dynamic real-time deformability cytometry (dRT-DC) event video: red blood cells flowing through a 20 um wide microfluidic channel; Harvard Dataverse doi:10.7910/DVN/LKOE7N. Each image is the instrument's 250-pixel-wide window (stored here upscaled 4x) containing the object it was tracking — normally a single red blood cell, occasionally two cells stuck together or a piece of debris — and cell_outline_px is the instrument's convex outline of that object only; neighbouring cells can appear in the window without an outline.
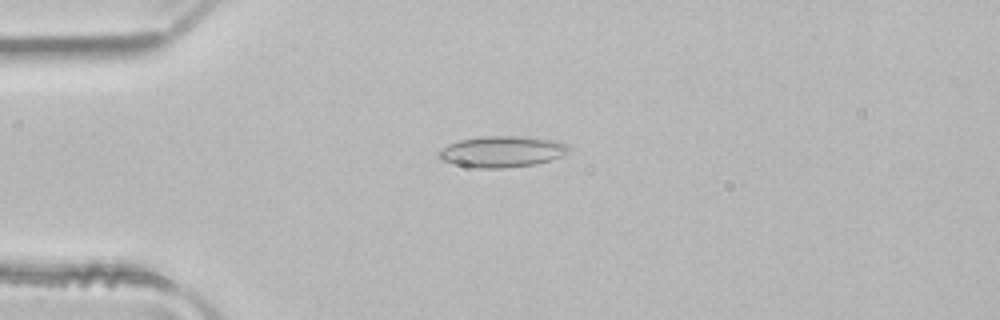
{"species": "common noctule bat (a hibernating species)", "species_latin": "Nyctalus noctula", "temperature_condition": "room temperature", "stored_images_in_passage": 3, "camera_frame_rate_fps": 3000, "um_per_image_px": 0.085, "animal": {"sex": "male", "body_mass_g": 21.5, "forearm_length_mm": 52.0}, "frame": {"image": 1, "passage_image": 2, "time_ms": 0.333, "image_size_px": [1000, 320], "cell_outline_px": [[572, 148], [560, 156], [552, 160], [536, 164], [504, 168], [476, 168], [444, 160], [436, 152], [440, 148], [448, 144], [460, 140], [484, 136], [520, 136], [556, 140], [568, 144]], "centroid_in_image_um": [42.71, 12.87], "position_along_channel_um": 42.3, "area_um2": 23.52}}
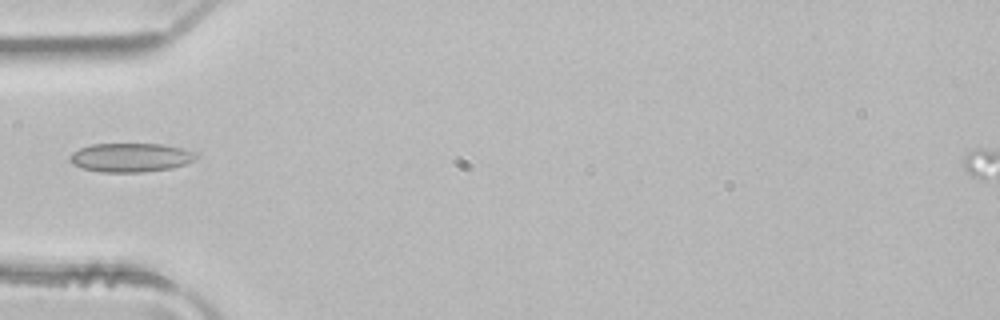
{"frame": {"image": 2, "passage_image": 3, "time_ms": 0.667, "image_size_px": [1000, 320], "cell_outline_px": [[196, 156], [192, 160], [184, 164], [172, 168], [144, 172], [100, 172], [80, 168], [72, 164], [72, 152], [80, 148], [92, 144], [160, 144], [184, 148], [192, 152]], "centroid_in_image_um": [11.07, 13.39], "position_along_channel_um": 73.9, "area_um2": 21.04}}